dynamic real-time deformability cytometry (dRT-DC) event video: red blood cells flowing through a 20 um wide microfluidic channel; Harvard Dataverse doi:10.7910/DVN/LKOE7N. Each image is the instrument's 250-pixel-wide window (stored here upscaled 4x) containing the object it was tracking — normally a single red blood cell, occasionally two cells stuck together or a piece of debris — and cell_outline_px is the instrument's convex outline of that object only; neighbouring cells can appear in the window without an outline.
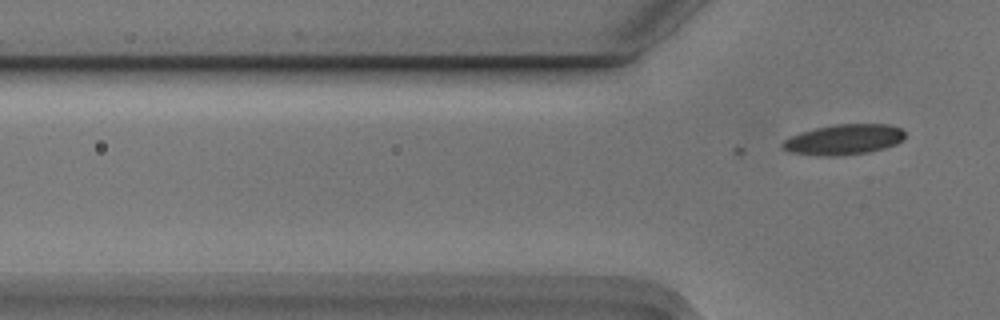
{"species": "Egyptian fruit bat (a non-hibernating species)", "species_latin": "Rousettus aegyptiacus", "temperature_condition": "cold", "stored_images_in_passage": 3, "segment_of_instrument_passage": [2, 2], "camera_frame_rate_fps": 3000, "um_per_image_px": 0.085, "animal": {"sex": "male"}, "frame": {"image": 1, "passage_image": 3, "time_ms": 0.667, "image_size_px": [1000, 320], "cell_outline_px": [[904, 140], [896, 144], [884, 148], [868, 152], [844, 156], [816, 156], [788, 152], [780, 148], [780, 144], [784, 140], [800, 132], [816, 128], [836, 124], [888, 124], [900, 128], [904, 132]], "centroid_in_image_um": [71.69, 11.88], "position_along_channel_um": 54.1, "area_um2": 21.96}}